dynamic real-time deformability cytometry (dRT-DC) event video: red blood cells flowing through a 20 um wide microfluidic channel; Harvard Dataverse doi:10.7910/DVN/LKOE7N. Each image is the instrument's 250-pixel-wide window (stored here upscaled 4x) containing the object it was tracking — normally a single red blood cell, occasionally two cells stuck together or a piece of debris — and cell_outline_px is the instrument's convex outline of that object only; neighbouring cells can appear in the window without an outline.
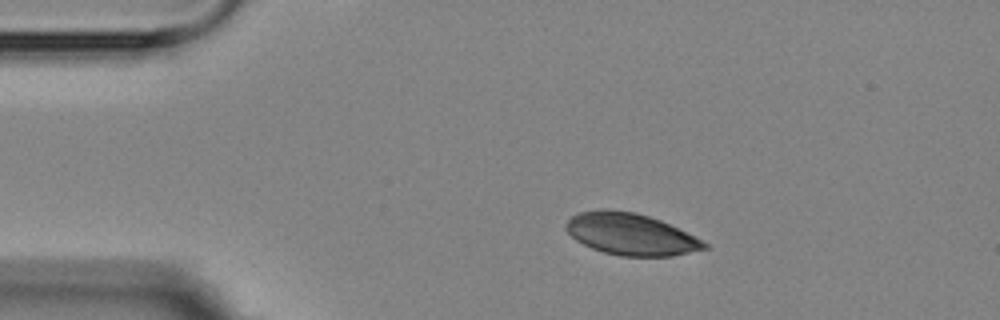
{"species": "Egyptian fruit bat (a non-hibernating species)", "species_latin": "Rousettus aegyptiacus", "temperature_condition": "room temperature", "stored_images_in_passage": 5, "camera_frame_rate_fps": 3000, "um_per_image_px": 0.085, "animal": {"sex": "female"}, "frame": {"image": 1, "passage_image": 1, "time_ms": 0.0, "image_size_px": [1000, 320], "cell_outline_px": [[708, 248], [672, 256], [620, 256], [604, 252], [592, 248], [576, 240], [564, 228], [564, 224], [572, 216], [580, 212], [604, 208], [608, 208], [636, 212], [660, 220], [708, 244]], "centroid_in_image_um": [53.55, 19.89], "position_along_channel_um": 31.4, "area_um2": 33.35}}
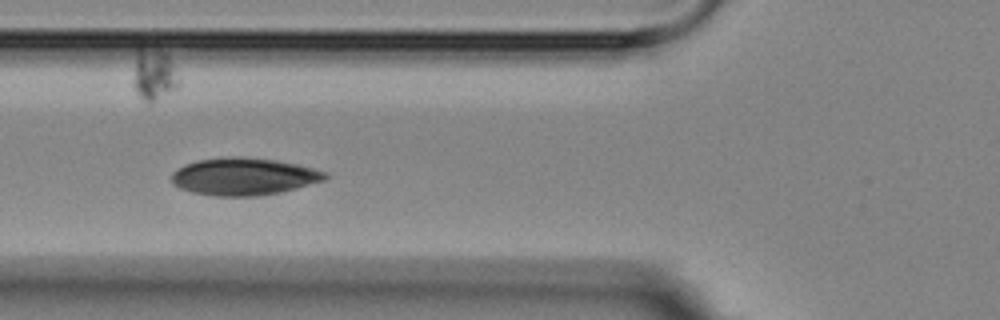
{"frame": {"image": 2, "passage_image": 4, "time_ms": 3.333, "image_size_px": [1000, 320], "cell_outline_px": [[328, 176], [324, 180], [296, 188], [280, 192], [256, 196], [216, 196], [192, 192], [180, 188], [172, 184], [172, 172], [188, 164], [200, 160], [232, 156], [240, 156], [276, 160], [296, 164], [328, 172]], "centroid_in_image_um": [20.74, 15.01], "position_along_channel_um": 105.1, "area_um2": 33.12}}
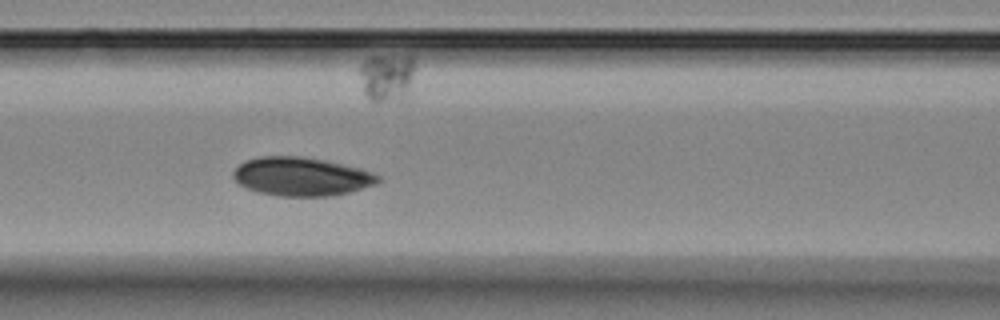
{"frame": {"image": 3, "passage_image": 5, "time_ms": 4.333, "image_size_px": [1000, 320], "cell_outline_px": [[380, 180], [376, 184], [348, 192], [332, 196], [280, 196], [256, 192], [240, 184], [232, 176], [232, 172], [240, 164], [248, 160], [260, 156], [300, 156], [360, 168], [380, 176]], "centroid_in_image_um": [25.6, 15.01], "position_along_channel_um": 141.0, "area_um2": 32.19}}